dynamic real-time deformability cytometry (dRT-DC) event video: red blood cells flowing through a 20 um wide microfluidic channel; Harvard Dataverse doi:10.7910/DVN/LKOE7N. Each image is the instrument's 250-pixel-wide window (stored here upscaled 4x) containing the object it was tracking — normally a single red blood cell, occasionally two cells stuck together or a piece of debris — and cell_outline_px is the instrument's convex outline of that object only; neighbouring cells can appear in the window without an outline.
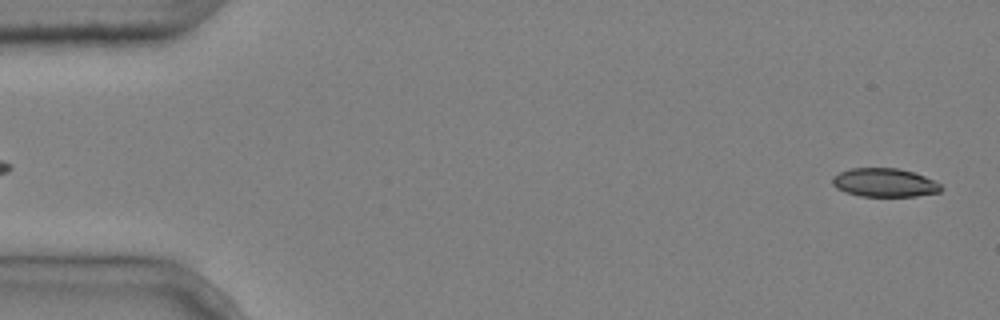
{"species": "common noctule bat (a hibernating species)", "species_latin": "Nyctalus noctula", "temperature_condition": "cold", "stored_images_in_passage": 3, "camera_frame_rate_fps": 3000, "um_per_image_px": 0.085, "animal": {"sex": "male", "body_mass_g": 20.4}, "frame": {"image": 1, "passage_image": 3, "time_ms": 0.667, "image_size_px": [1000, 320], "cell_outline_px": [[944, 188], [940, 192], [916, 196], [860, 196], [844, 192], [836, 188], [832, 184], [832, 176], [840, 172], [852, 168], [900, 168], [924, 176], [940, 184]], "centroid_in_image_um": [75.16, 15.52], "position_along_channel_um": 9.8, "area_um2": 18.15}}